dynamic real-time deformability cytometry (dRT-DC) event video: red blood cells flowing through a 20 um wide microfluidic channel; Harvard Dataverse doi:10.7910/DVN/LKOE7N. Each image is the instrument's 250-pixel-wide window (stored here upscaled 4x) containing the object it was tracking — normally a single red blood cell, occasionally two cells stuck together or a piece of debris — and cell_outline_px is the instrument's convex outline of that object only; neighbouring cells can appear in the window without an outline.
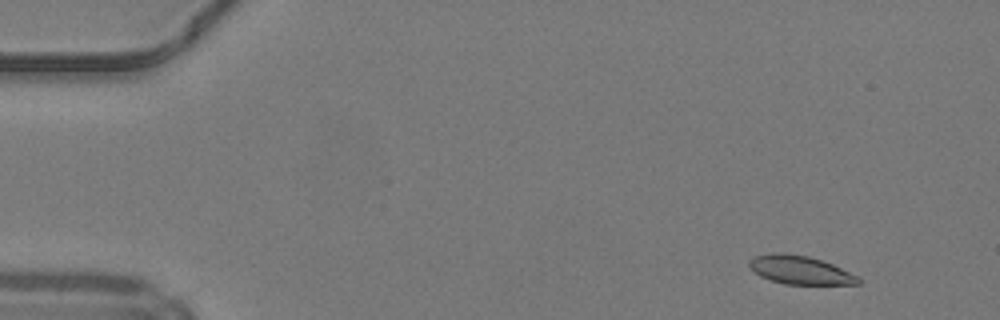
{"species": "common noctule bat (a hibernating species)", "species_latin": "Nyctalus noctula", "temperature_condition": "warm", "stored_images_in_passage": 45, "camera_frame_rate_fps": 3000, "um_per_image_px": 0.085, "animal": {"sex": "male", "body_mass_g": 19.2, "forearm_length_mm": 51.8}, "frame": {"image": 1, "passage_image": 1, "time_ms": 0.0, "image_size_px": [1000, 320], "cell_outline_px": [[860, 284], [784, 284], [760, 276], [748, 264], [748, 260], [756, 256], [772, 252], [784, 252], [808, 256], [832, 264], [860, 276]], "centroid_in_image_um": [68.02, 22.94], "position_along_channel_um": 17.0, "area_um2": 18.03}}
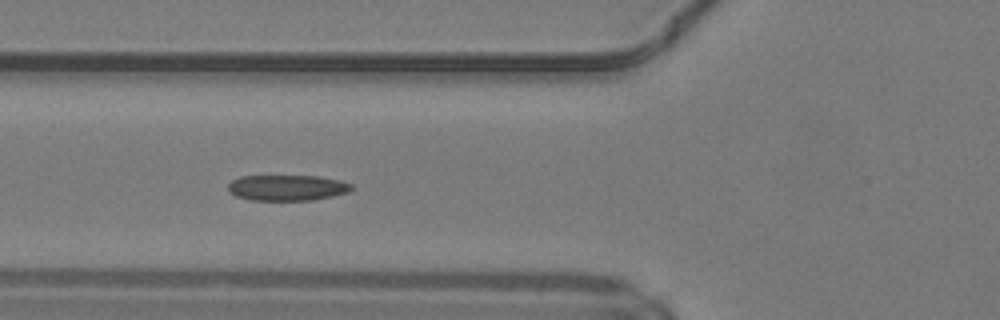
{"frame": {"image": 2, "passage_image": 15, "time_ms": 4.667, "image_size_px": [1000, 320], "cell_outline_px": [[356, 188], [348, 192], [332, 196], [312, 200], [252, 200], [236, 196], [228, 192], [228, 184], [232, 180], [240, 176], [316, 176], [340, 180], [352, 184]], "centroid_in_image_um": [24.42, 15.95], "position_along_channel_um": 101.4, "area_um2": 18.61}}
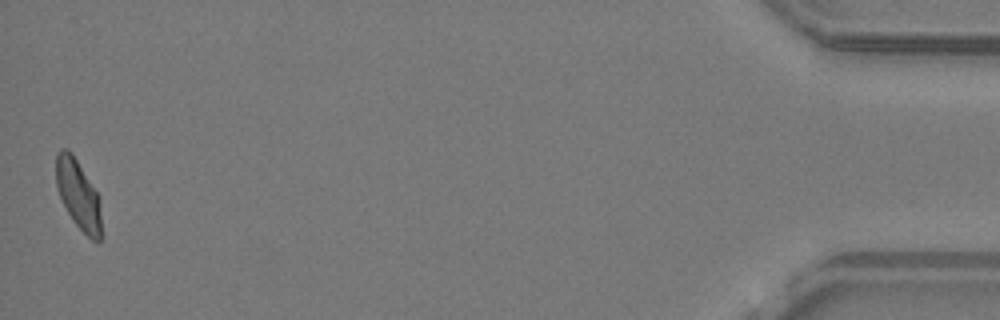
{"frame": {"image": 3, "passage_image": 45, "time_ms": 14.667, "image_size_px": [1000, 320], "cell_outline_px": [[104, 236], [100, 240], [92, 240], [72, 220], [56, 188], [56, 152], [60, 148], [68, 148], [72, 152], [100, 196]], "centroid_in_image_um": [6.7, 16.55], "position_along_channel_um": 428.5, "area_um2": 18.9}, "authors_computed_cell_mechanics": {"area_um2": 18.8428, "velocity_mm_per_s": 4.2142, "shape_relaxation_time_tau1_ms": 3.6637, "shape_relaxation_time_tau2_ms": 2.004, "deformation_change_tau1": 0.1267, "deformation_change_tau2": 0.0894}}